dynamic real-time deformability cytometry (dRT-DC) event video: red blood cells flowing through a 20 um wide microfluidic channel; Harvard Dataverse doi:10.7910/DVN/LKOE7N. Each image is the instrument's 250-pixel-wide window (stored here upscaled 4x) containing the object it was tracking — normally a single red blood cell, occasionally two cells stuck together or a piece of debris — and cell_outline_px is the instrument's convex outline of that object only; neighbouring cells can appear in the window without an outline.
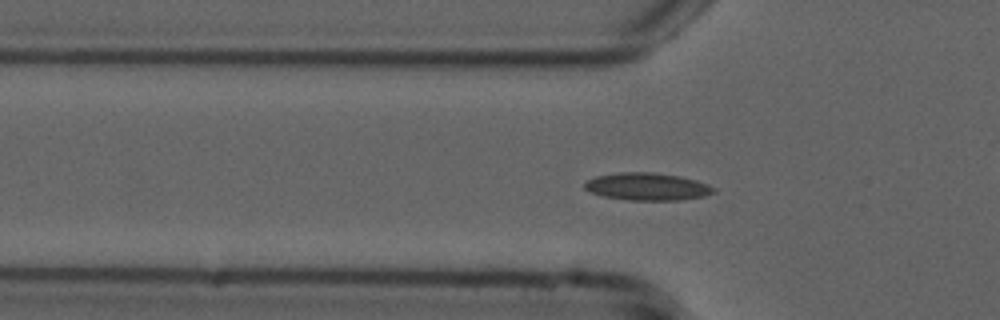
{"species": "common noctule bat (a hibernating species)", "species_latin": "Nyctalus noctula", "temperature_condition": "cold", "stored_images_in_passage": 35, "camera_frame_rate_fps": 3000, "um_per_image_px": 0.085, "animal": {"sex": "male", "forearm_length_mm": 52.5}, "frame": {"image": 1, "passage_image": 3, "time_ms": 0.667, "image_size_px": [1000, 320], "cell_outline_px": [[716, 192], [704, 196], [680, 200], [628, 200], [604, 196], [592, 192], [584, 188], [584, 184], [588, 180], [596, 176], [620, 172], [652, 172], [680, 176], [696, 180], [708, 184], [716, 188]], "centroid_in_image_um": [55.06, 15.86], "position_along_channel_um": 70.7, "area_um2": 20.63}}
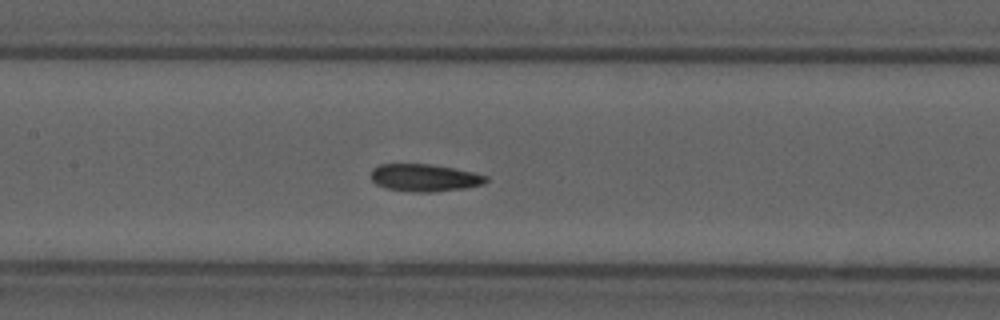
{"frame": {"image": 2, "passage_image": 11, "time_ms": 3.333, "image_size_px": [1000, 320], "cell_outline_px": [[488, 180], [484, 184], [464, 188], [432, 192], [416, 192], [388, 188], [376, 184], [372, 180], [372, 168], [380, 164], [428, 164], [452, 168], [472, 172], [488, 176]], "centroid_in_image_um": [36.1, 15.1], "position_along_channel_um": 171.3, "area_um2": 18.15}}
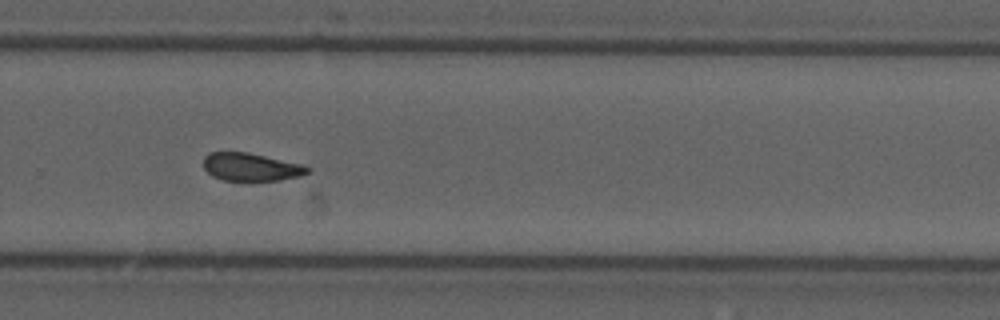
{"frame": {"image": 3, "passage_image": 22, "time_ms": 7.0, "image_size_px": [1000, 320], "cell_outline_px": [[312, 172], [300, 176], [280, 180], [224, 180], [212, 176], [204, 168], [204, 156], [208, 152], [248, 152], [300, 164], [312, 168]], "centroid_in_image_um": [21.35, 14.19], "position_along_channel_um": 308.5, "area_um2": 16.88}, "authors_computed_cell_mechanics": {"area_um2": 17.8602, "velocity_mm_per_s": 3.7538, "shape_relaxation_time_tau1_ms": 8.8892, "shape_relaxation_time_tau2_ms": 2.2657, "deformation_change_tau1": 0.168, "deformation_change_tau2": 0.0902}}